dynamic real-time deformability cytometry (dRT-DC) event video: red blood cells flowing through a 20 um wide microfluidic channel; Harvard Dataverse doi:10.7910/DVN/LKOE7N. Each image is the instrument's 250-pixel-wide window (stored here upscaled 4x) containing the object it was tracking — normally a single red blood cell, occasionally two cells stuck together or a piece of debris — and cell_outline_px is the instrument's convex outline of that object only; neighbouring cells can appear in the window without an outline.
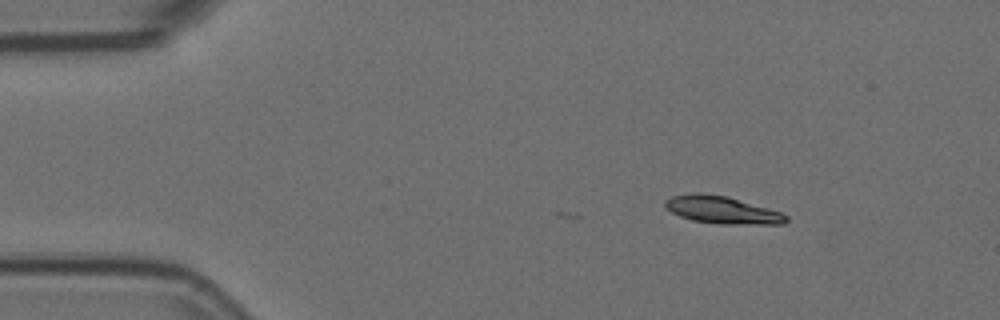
{"species": "Egyptian fruit bat (a non-hibernating species)", "species_latin": "Rousettus aegyptiacus", "temperature_condition": "room temperature", "stored_images_in_passage": 3, "camera_frame_rate_fps": 3000, "um_per_image_px": 0.085, "animal": {"sex": "female"}, "frame": {"image": 1, "passage_image": 1, "time_ms": 0.0, "image_size_px": [1000, 320], "cell_outline_px": [[788, 220], [784, 224], [720, 224], [692, 220], [680, 216], [664, 208], [664, 200], [672, 196], [696, 192], [700, 192], [728, 196], [768, 208], [780, 212], [788, 216]], "centroid_in_image_um": [61.36, 17.84], "position_along_channel_um": 23.6, "area_um2": 19.48}}